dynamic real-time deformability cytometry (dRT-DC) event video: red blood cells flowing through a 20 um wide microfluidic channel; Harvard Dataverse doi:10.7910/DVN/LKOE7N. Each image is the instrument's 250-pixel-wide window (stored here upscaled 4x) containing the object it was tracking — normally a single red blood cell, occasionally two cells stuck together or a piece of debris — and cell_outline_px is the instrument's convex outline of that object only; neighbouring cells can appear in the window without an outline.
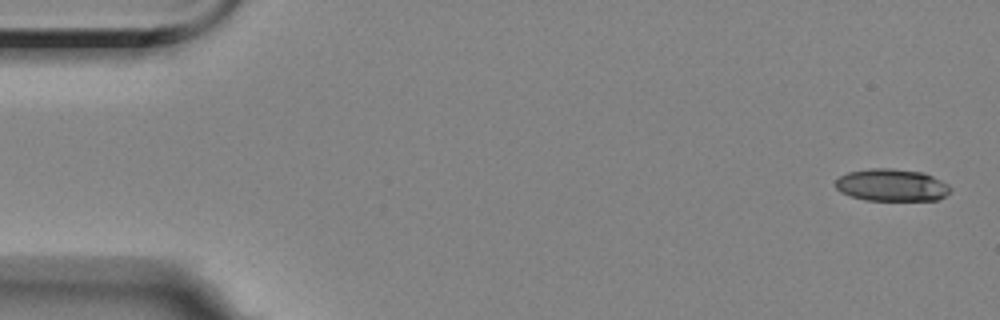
{"species": "Egyptian fruit bat (a non-hibernating species)", "species_latin": "Rousettus aegyptiacus", "temperature_condition": "room temperature", "stored_images_in_passage": 6, "camera_frame_rate_fps": 3000, "um_per_image_px": 0.085, "animal": {"sex": "female"}, "frame": {"image": 1, "passage_image": 1, "time_ms": 0.0, "image_size_px": [1000, 320], "cell_outline_px": [[952, 188], [940, 200], [864, 200], [840, 192], [836, 188], [836, 180], [840, 176], [848, 172], [868, 168], [892, 168], [924, 172], [948, 184]], "centroid_in_image_um": [75.79, 15.72], "position_along_channel_um": 9.2, "area_um2": 21.68}}